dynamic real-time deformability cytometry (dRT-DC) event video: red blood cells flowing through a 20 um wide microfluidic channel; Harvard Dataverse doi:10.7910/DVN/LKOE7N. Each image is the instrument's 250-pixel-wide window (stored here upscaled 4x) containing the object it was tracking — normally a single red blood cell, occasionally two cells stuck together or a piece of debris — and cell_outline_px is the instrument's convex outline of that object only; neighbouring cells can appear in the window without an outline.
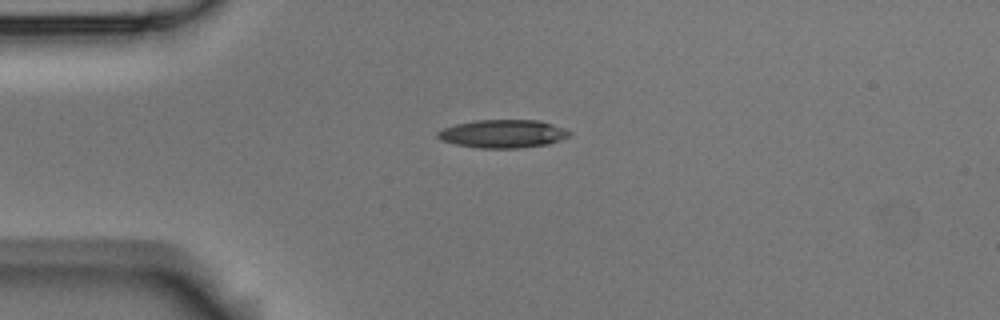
{"species": "Egyptian fruit bat (a non-hibernating species)", "species_latin": "Rousettus aegyptiacus", "temperature_condition": "room temperature", "stored_images_in_passage": 2, "camera_frame_rate_fps": 3000, "um_per_image_px": 0.085, "animal": {"sex": "male"}, "frame": {"image": 1, "passage_image": 1, "time_ms": 0.0, "image_size_px": [1000, 320], "cell_outline_px": [[572, 132], [568, 136], [560, 140], [548, 144], [520, 148], [480, 148], [456, 144], [440, 140], [436, 136], [436, 132], [444, 128], [456, 124], [476, 120], [540, 120], [564, 128]], "centroid_in_image_um": [42.74, 11.37], "position_along_channel_um": 42.3, "area_um2": 21.62}}